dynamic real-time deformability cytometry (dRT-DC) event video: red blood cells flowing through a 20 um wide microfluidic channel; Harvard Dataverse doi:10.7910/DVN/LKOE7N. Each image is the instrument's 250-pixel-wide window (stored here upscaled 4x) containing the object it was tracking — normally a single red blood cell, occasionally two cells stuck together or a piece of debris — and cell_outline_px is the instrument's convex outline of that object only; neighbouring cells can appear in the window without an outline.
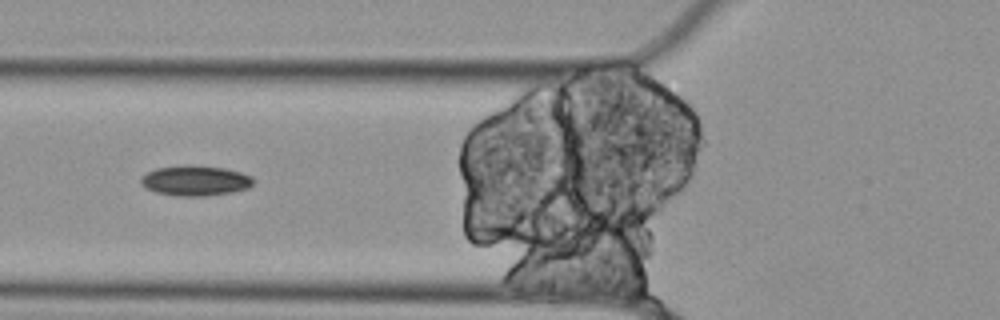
{"species": "Egyptian fruit bat (a non-hibernating species)", "species_latin": "Rousettus aegyptiacus", "temperature_condition": "cold", "stored_images_in_passage": 13, "segment_of_instrument_passage": [2, 2], "camera_frame_rate_fps": 3000, "um_per_image_px": 0.085, "animal": {"sex": "female"}, "frame": {"image": 1, "passage_image": 6, "time_ms": 1.667, "image_size_px": [1000, 320], "cell_outline_px": [[252, 184], [248, 188], [232, 192], [204, 196], [176, 196], [156, 192], [144, 188], [140, 184], [140, 180], [148, 172], [156, 168], [184, 164], [188, 164], [224, 168], [240, 172], [252, 176]], "centroid_in_image_um": [16.57, 15.35], "position_along_channel_um": 109.2, "area_um2": 19.88}}
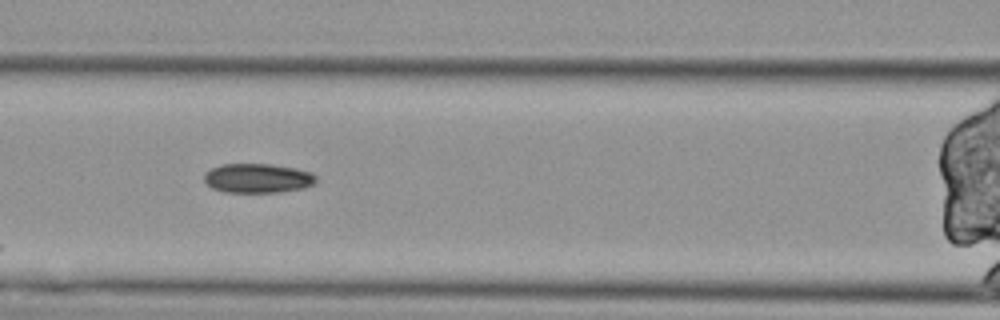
{"frame": {"image": 2, "passage_image": 9, "time_ms": 2.667, "image_size_px": [1000, 320], "cell_outline_px": [[316, 180], [312, 184], [304, 188], [276, 192], [224, 192], [212, 188], [204, 180], [204, 172], [220, 164], [272, 164], [296, 168], [312, 172], [316, 176]], "centroid_in_image_um": [21.89, 15.14], "position_along_channel_um": 144.7, "area_um2": 19.19}}
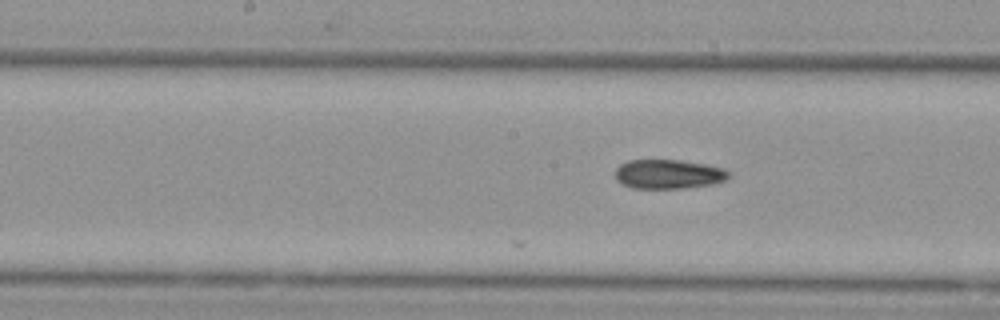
{"frame": {"image": 3, "passage_image": 13, "time_ms": 4.0, "image_size_px": [1000, 320], "cell_outline_px": [[728, 180], [712, 184], [680, 188], [632, 188], [616, 180], [616, 168], [620, 164], [628, 160], [680, 160], [704, 164], [724, 168], [728, 172]], "centroid_in_image_um": [56.81, 14.79], "position_along_channel_um": 191.4, "area_um2": 19.25}}